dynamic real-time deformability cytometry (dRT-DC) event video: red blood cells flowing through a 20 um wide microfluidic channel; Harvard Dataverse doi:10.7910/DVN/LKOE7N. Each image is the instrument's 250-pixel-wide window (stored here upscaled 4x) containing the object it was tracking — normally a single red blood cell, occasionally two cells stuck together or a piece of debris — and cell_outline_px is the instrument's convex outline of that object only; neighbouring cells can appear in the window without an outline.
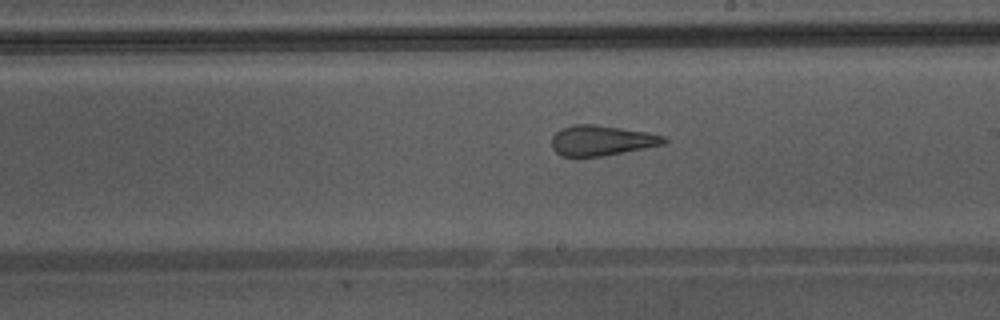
{"species": "Egyptian fruit bat (a non-hibernating species)", "species_latin": "Rousettus aegyptiacus", "temperature_condition": "warm", "stored_images_in_passage": 27, "camera_frame_rate_fps": 3000, "um_per_image_px": 0.085, "animal": {"sex": "male"}, "frame": {"image": 1, "passage_image": 16, "time_ms": 5.0, "image_size_px": [1000, 320], "cell_outline_px": [[668, 140], [664, 144], [604, 156], [560, 156], [552, 148], [552, 136], [560, 128], [572, 124], [592, 124], [620, 128], [644, 132], [664, 136]], "centroid_in_image_um": [51.08, 11.94], "position_along_channel_um": 237.9, "area_um2": 19.65}}